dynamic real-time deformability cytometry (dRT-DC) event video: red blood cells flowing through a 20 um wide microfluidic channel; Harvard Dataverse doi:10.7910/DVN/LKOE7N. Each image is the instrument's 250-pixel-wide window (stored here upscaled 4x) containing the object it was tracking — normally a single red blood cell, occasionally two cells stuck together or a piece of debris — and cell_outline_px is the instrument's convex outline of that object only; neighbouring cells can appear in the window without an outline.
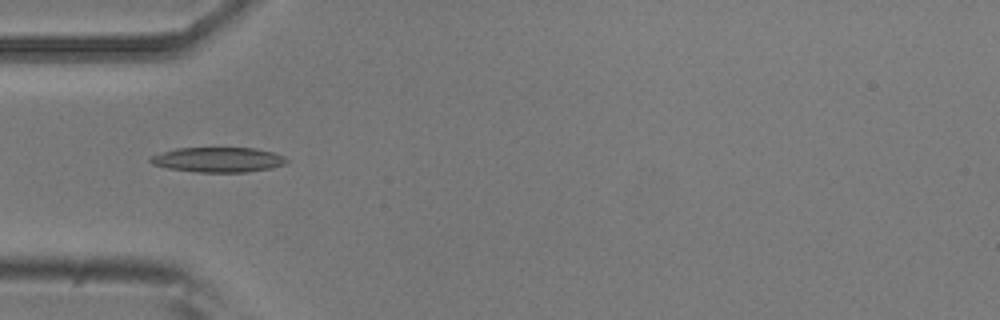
{"species": "common noctule bat (a hibernating species)", "species_latin": "Nyctalus noctula", "temperature_condition": "room temperature", "stored_images_in_passage": 6, "camera_frame_rate_fps": 3000, "um_per_image_px": 0.085, "animal": {"sex": "male", "body_mass_g": 20.5, "forearm_length_mm": 52.5}, "frame": {"image": 1, "passage_image": 3, "time_ms": 0.667, "image_size_px": [1000, 320], "cell_outline_px": [[288, 160], [284, 164], [272, 168], [244, 172], [200, 172], [168, 168], [152, 164], [148, 160], [152, 156], [176, 148], [256, 148], [272, 152], [284, 156]], "centroid_in_image_um": [18.56, 13.57], "position_along_channel_um": 66.4, "area_um2": 19.59}}
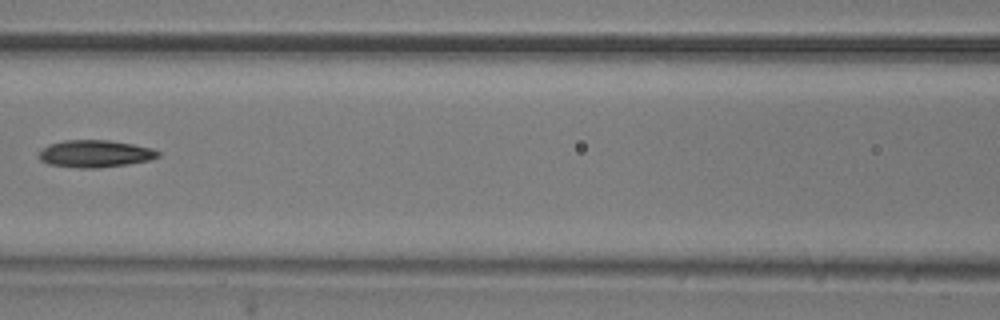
{"frame": {"image": 2, "passage_image": 5, "time_ms": 1.333, "image_size_px": [1000, 320], "cell_outline_px": [[160, 156], [148, 160], [128, 164], [96, 168], [80, 168], [48, 164], [40, 160], [40, 152], [48, 144], [64, 140], [108, 140], [132, 144], [152, 148], [160, 152]], "centroid_in_image_um": [8.09, 13.06], "position_along_channel_um": 158.5, "area_um2": 18.79}}
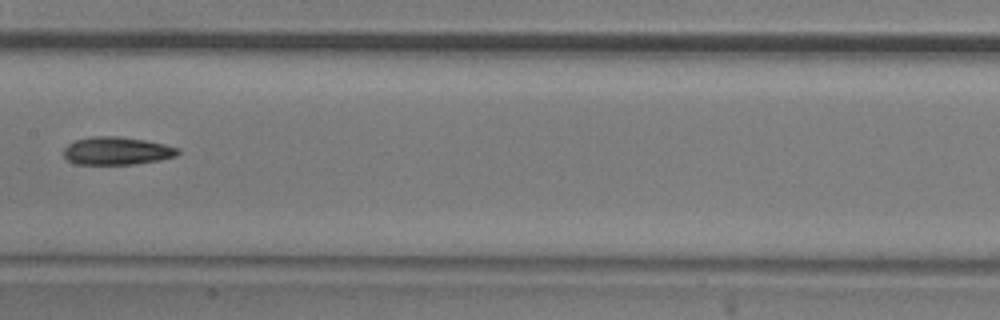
{"frame": {"image": 3, "passage_image": 6, "time_ms": 1.667, "image_size_px": [1000, 320], "cell_outline_px": [[180, 152], [176, 156], [160, 160], [132, 164], [76, 164], [68, 160], [64, 156], [64, 148], [68, 144], [76, 140], [92, 136], [120, 136], [144, 140], [164, 144], [180, 148]], "centroid_in_image_um": [9.94, 12.82], "position_along_channel_um": 197.5, "area_um2": 18.55}}